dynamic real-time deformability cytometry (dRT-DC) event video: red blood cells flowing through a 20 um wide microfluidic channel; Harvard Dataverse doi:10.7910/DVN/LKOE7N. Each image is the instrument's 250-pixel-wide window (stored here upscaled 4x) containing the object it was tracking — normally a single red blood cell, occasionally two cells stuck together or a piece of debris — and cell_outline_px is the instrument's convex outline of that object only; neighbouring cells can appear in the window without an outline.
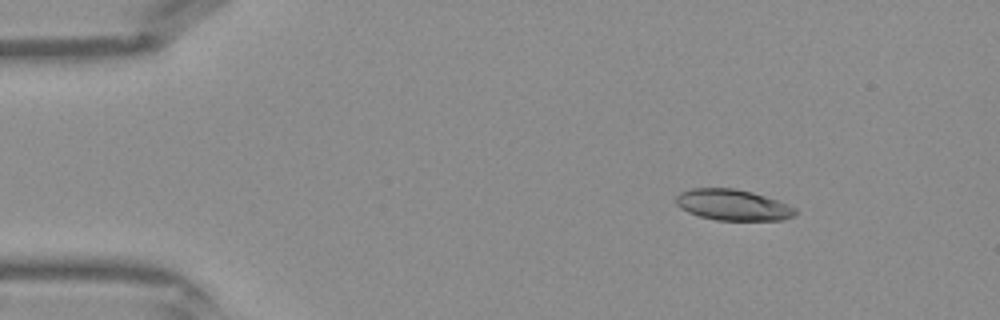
{"species": "Egyptian fruit bat (a non-hibernating species)", "species_latin": "Rousettus aegyptiacus", "temperature_condition": "warm", "stored_images_in_passage": 42, "camera_frame_rate_fps": 3000, "um_per_image_px": 0.085, "frame": {"image": 1, "passage_image": 6, "time_ms": 1.667, "image_size_px": [1000, 320], "cell_outline_px": [[796, 212], [792, 216], [784, 220], [716, 220], [700, 216], [688, 212], [680, 208], [676, 204], [676, 196], [680, 192], [692, 188], [736, 188], [752, 192], [788, 204], [796, 208]], "centroid_in_image_um": [62.27, 17.41], "position_along_channel_um": 22.7, "area_um2": 21.5}}
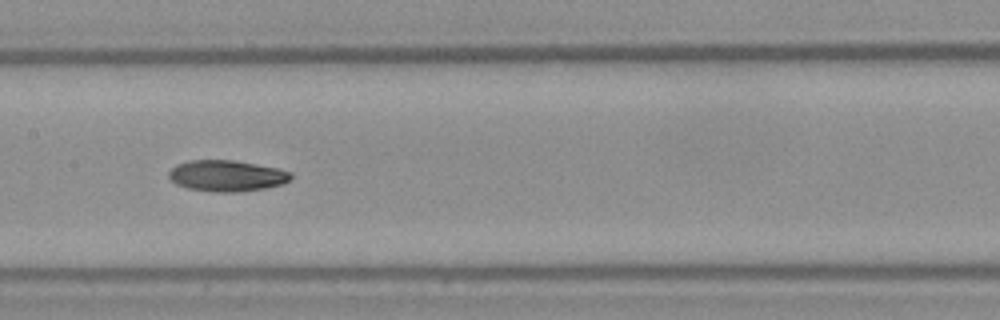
{"frame": {"image": 2, "passage_image": 21, "time_ms": 6.667, "image_size_px": [1000, 320], "cell_outline_px": [[292, 176], [284, 184], [264, 188], [236, 192], [216, 192], [188, 188], [176, 184], [168, 176], [168, 172], [176, 164], [188, 160], [232, 160], [256, 164], [276, 168], [292, 172]], "centroid_in_image_um": [19.26, 14.94], "position_along_channel_um": 188.1, "area_um2": 22.08}}
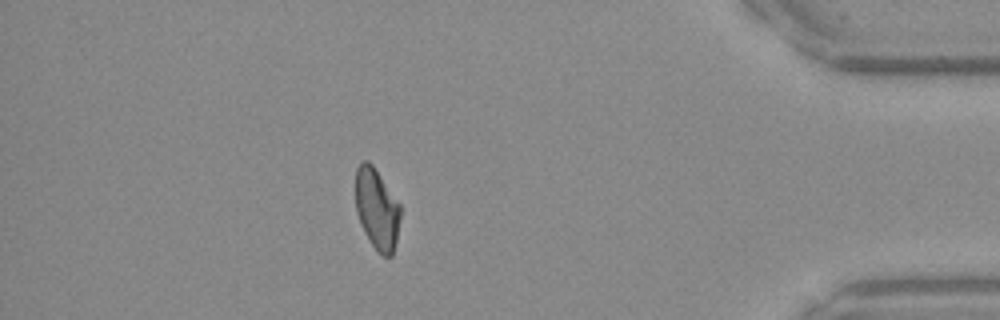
{"frame": {"image": 3, "passage_image": 37, "time_ms": 12.0, "image_size_px": [1000, 320], "cell_outline_px": [[400, 216], [396, 240], [392, 256], [384, 256], [372, 244], [364, 232], [356, 212], [356, 168], [364, 160], [368, 160], [372, 164], [400, 204]], "centroid_in_image_um": [32.03, 17.74], "position_along_channel_um": 403.2, "area_um2": 20.81}}